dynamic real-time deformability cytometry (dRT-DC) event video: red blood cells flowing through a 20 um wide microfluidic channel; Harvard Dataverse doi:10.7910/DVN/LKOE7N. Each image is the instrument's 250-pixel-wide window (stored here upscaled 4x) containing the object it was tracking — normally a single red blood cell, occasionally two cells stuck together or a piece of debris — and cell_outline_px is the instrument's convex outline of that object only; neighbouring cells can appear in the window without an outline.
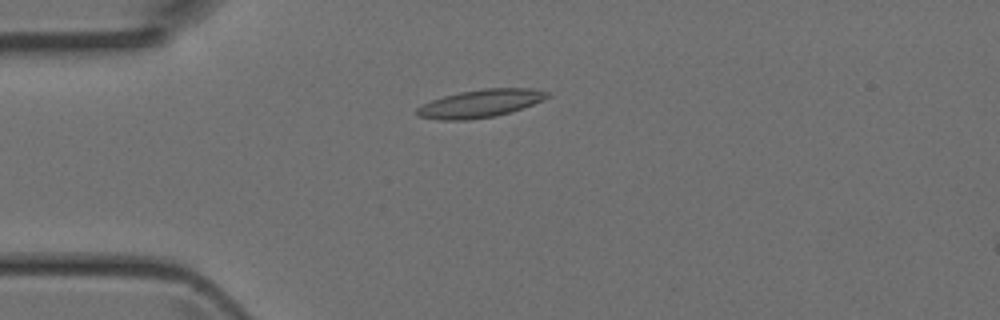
{"species": "Egyptian fruit bat (a non-hibernating species)", "species_latin": "Rousettus aegyptiacus", "temperature_condition": "room temperature", "stored_images_in_passage": 1, "camera_frame_rate_fps": 3000, "um_per_image_px": 0.085, "animal": {"sex": "female"}, "frame": {"image": 1, "passage_image": 1, "time_ms": 0.0, "image_size_px": [1000, 320], "cell_outline_px": [[552, 96], [544, 100], [496, 116], [468, 120], [440, 120], [416, 116], [416, 108], [432, 100], [444, 96], [460, 92], [484, 88], [532, 88], [548, 92]], "centroid_in_image_um": [40.83, 8.79], "position_along_channel_um": 44.2, "area_um2": 21.1}}